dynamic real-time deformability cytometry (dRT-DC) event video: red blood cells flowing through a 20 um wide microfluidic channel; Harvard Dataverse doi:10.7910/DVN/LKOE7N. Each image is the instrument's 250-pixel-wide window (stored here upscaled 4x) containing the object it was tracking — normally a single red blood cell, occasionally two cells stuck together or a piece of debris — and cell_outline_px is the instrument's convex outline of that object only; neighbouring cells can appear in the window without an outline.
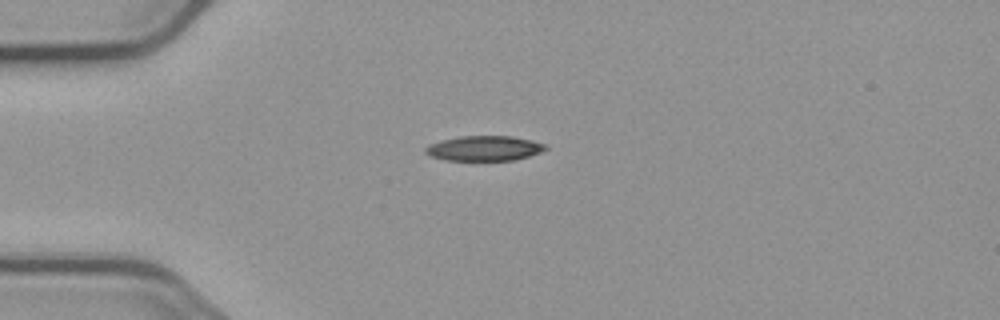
{"species": "common noctule bat (a hibernating species)", "species_latin": "Nyctalus noctula", "temperature_condition": "cold", "stored_images_in_passage": 5, "camera_frame_rate_fps": 3000, "um_per_image_px": 0.085, "animal": {"sex": "male", "body_mass_g": 23.1, "forearm_length_mm": 52.7}, "frame": {"image": 1, "passage_image": 1, "time_ms": 0.0, "image_size_px": [1000, 320], "cell_outline_px": [[548, 148], [540, 152], [528, 156], [512, 160], [444, 160], [432, 156], [424, 152], [424, 148], [428, 144], [440, 140], [460, 136], [512, 136], [532, 140], [544, 144]], "centroid_in_image_um": [41.12, 12.6], "position_along_channel_um": 43.9, "area_um2": 17.46}}
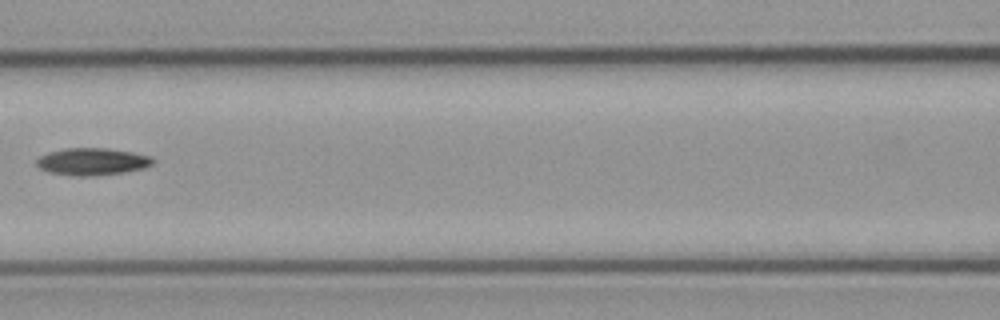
{"frame": {"image": 2, "passage_image": 4, "time_ms": 3.667, "image_size_px": [1000, 320], "cell_outline_px": [[156, 160], [152, 164], [144, 168], [124, 172], [92, 176], [76, 176], [48, 172], [40, 168], [36, 164], [36, 160], [40, 156], [48, 152], [64, 148], [104, 148], [132, 152], [148, 156]], "centroid_in_image_um": [7.82, 13.73], "position_along_channel_um": 158.8, "area_um2": 18.38}}
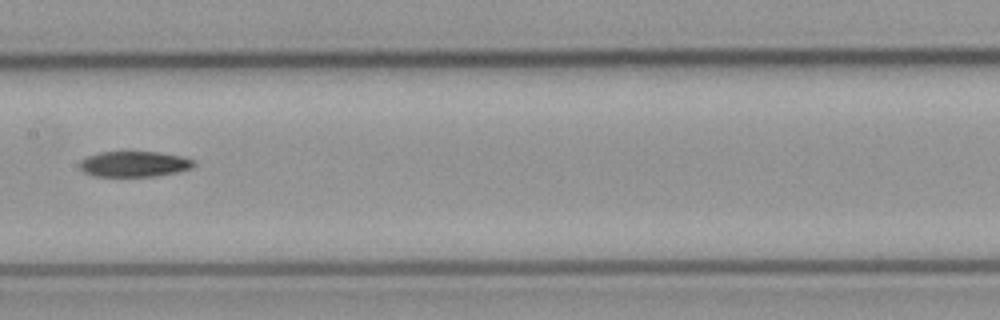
{"frame": {"image": 3, "passage_image": 5, "time_ms": 4.667, "image_size_px": [1000, 320], "cell_outline_px": [[196, 164], [192, 168], [176, 172], [156, 176], [96, 176], [84, 172], [80, 168], [80, 160], [88, 156], [100, 152], [160, 152], [180, 156], [192, 160]], "centroid_in_image_um": [11.41, 13.94], "position_along_channel_um": 196.0, "area_um2": 16.88}}